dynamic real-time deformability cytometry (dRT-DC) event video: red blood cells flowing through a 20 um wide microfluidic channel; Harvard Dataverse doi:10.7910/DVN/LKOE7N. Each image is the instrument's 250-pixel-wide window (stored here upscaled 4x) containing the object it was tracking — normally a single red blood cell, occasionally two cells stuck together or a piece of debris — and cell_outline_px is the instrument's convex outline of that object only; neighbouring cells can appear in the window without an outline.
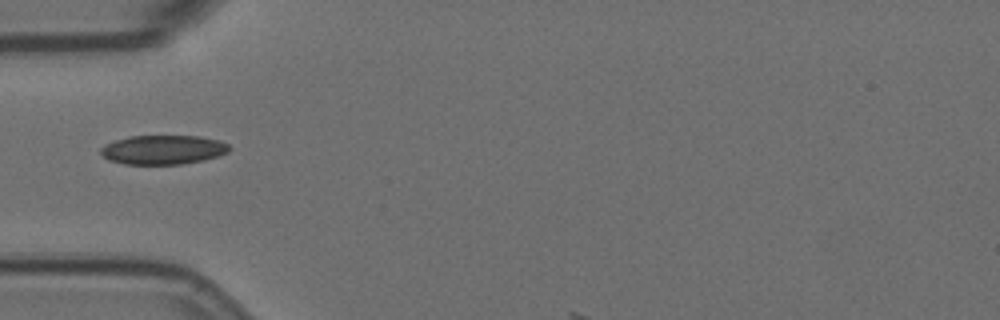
{"species": "Egyptian fruit bat (a non-hibernating species)", "species_latin": "Rousettus aegyptiacus", "temperature_condition": "room temperature", "stored_images_in_passage": 5, "camera_frame_rate_fps": 3000, "um_per_image_px": 0.085, "animal": {"sex": "female"}, "frame": {"image": 1, "passage_image": 4, "time_ms": 1.0, "image_size_px": [1000, 320], "cell_outline_px": [[232, 148], [228, 152], [204, 160], [180, 164], [124, 164], [108, 160], [100, 152], [100, 148], [104, 144], [116, 140], [132, 136], [200, 136], [220, 140], [228, 144]], "centroid_in_image_um": [13.87, 12.72], "position_along_channel_um": 71.1, "area_um2": 21.91}}